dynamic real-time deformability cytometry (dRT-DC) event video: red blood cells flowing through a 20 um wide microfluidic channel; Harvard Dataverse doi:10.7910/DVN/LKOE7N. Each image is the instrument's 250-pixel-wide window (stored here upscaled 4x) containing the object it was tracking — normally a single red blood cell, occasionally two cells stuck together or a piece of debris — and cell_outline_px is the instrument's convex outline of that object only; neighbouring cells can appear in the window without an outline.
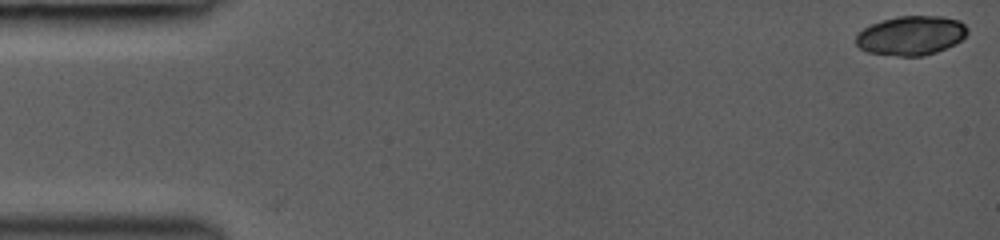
{"species": "common noctule bat (a hibernating species)", "species_latin": "Nyctalus noctula", "temperature_condition": "room temperature", "stored_images_in_passage": 3, "camera_frame_rate_fps": 3000, "um_per_image_px": 0.085, "animal": {"sex": "female", "body_mass_g": 19.0, "forearm_length_mm": 53.3}, "frame": {"image": 1, "passage_image": 1, "time_ms": 0.0, "image_size_px": [1000, 240], "cell_outline_px": [[968, 32], [956, 44], [936, 52], [924, 56], [900, 56], [868, 52], [860, 48], [856, 44], [856, 36], [864, 28], [880, 20], [896, 16], [944, 16], [960, 20], [968, 28]], "centroid_in_image_um": [77.46, 3.01], "position_along_channel_um": 7.5, "area_um2": 25.61}}